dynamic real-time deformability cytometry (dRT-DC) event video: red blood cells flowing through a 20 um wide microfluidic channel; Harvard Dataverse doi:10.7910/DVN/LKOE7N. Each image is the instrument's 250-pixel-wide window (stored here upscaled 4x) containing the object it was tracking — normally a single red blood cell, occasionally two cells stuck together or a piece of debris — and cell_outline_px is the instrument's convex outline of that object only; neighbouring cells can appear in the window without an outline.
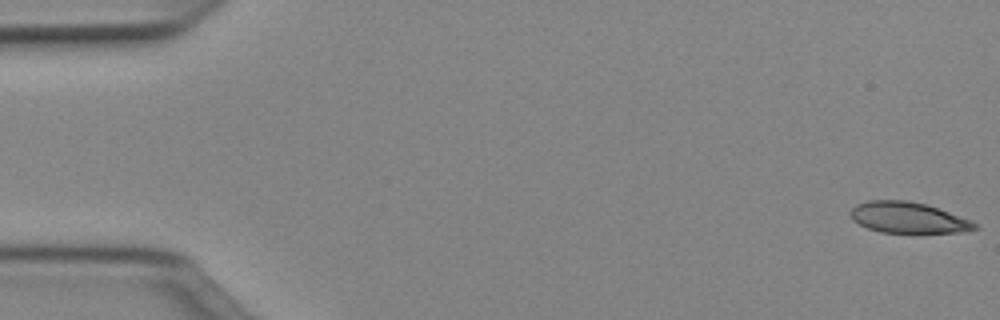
{"species": "Egyptian fruit bat (a non-hibernating species)", "species_latin": "Rousettus aegyptiacus", "temperature_condition": "cold", "stored_images_in_passage": 16, "camera_frame_rate_fps": 3000, "um_per_image_px": 0.085, "animal": {"sex": "female"}, "frame": {"image": 1, "passage_image": 1, "time_ms": 0.0, "image_size_px": [1000, 320], "cell_outline_px": [[980, 228], [960, 232], [880, 232], [868, 228], [852, 220], [848, 212], [856, 204], [868, 200], [908, 200], [924, 204], [948, 212], [980, 224]], "centroid_in_image_um": [77.15, 18.49], "position_along_channel_um": 7.8, "area_um2": 22.25}}
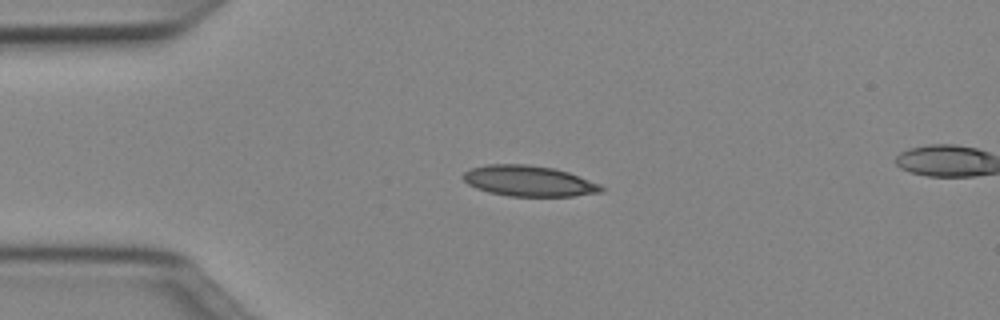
{"frame": {"image": 2, "passage_image": 12, "time_ms": 3.667, "image_size_px": [1000, 320], "cell_outline_px": [[604, 192], [572, 196], [508, 196], [488, 192], [476, 188], [468, 184], [464, 180], [464, 172], [472, 168], [484, 164], [528, 164], [552, 168], [568, 172], [600, 184], [604, 188]], "centroid_in_image_um": [44.95, 15.38], "position_along_channel_um": 40.0, "area_um2": 24.68}}